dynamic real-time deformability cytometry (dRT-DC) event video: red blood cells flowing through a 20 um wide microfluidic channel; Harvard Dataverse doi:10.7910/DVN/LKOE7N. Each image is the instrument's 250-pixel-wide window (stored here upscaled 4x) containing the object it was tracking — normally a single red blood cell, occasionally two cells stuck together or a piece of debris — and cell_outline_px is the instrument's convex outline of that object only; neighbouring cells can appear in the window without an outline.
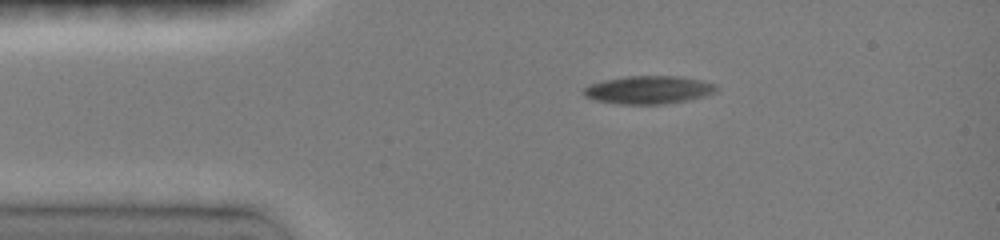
{"species": "common noctule bat (a hibernating species)", "species_latin": "Nyctalus noctula", "temperature_condition": "room temperature", "stored_images_in_passage": 39, "camera_frame_rate_fps": 3000, "um_per_image_px": 0.085, "animal": {"sex": "female", "body_mass_g": 19.0, "forearm_length_mm": 51.5}, "frame": {"image": 1, "passage_image": 1, "time_ms": 0.0, "image_size_px": [1000, 240], "cell_outline_px": [[720, 88], [716, 92], [704, 96], [688, 100], [664, 104], [620, 104], [596, 100], [584, 96], [580, 92], [588, 84], [604, 80], [628, 76], [680, 76], [700, 80], [716, 84]], "centroid_in_image_um": [55.13, 7.63], "position_along_channel_um": 29.9, "area_um2": 21.85}}
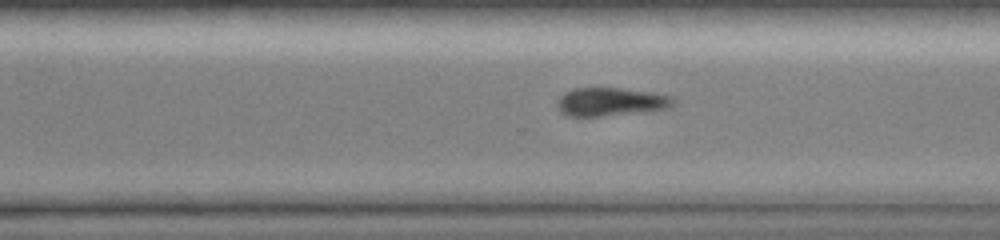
{"frame": {"image": 2, "passage_image": 25, "time_ms": 8.0, "image_size_px": [1000, 240], "cell_outline_px": [[676, 104], [668, 108], [652, 112], [600, 116], [568, 116], [560, 112], [556, 104], [560, 96], [576, 88], [596, 84], [652, 92], [672, 96], [676, 100]], "centroid_in_image_um": [51.96, 8.62], "position_along_channel_um": 318.6, "area_um2": 20.23}}
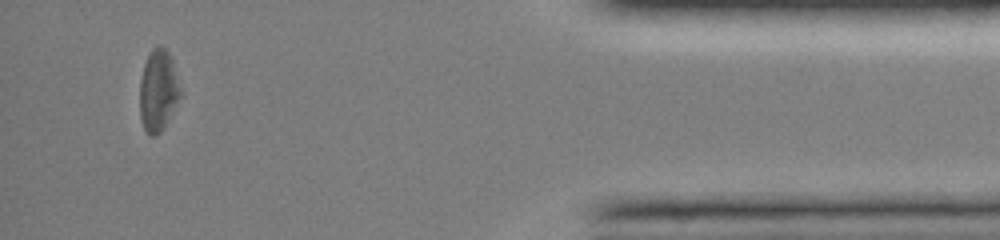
{"frame": {"image": 3, "passage_image": 36, "time_ms": 11.667, "image_size_px": [1000, 240], "cell_outline_px": [[180, 96], [164, 128], [156, 136], [152, 136], [144, 132], [140, 116], [140, 80], [144, 64], [152, 48], [160, 44], [168, 52], [172, 60], [180, 88]], "centroid_in_image_um": [13.42, 7.72], "position_along_channel_um": 421.8, "area_um2": 19.19}, "authors_computed_cell_mechanics": {"area_um2": 20.6924, "velocity_mm_per_s": 4.0844, "shape_relaxation_time_tau1_ms": 5.7528, "shape_relaxation_time_tau2_ms": null, "deformation_change_tau1": 0.1098, "deformation_change_tau2": null}}